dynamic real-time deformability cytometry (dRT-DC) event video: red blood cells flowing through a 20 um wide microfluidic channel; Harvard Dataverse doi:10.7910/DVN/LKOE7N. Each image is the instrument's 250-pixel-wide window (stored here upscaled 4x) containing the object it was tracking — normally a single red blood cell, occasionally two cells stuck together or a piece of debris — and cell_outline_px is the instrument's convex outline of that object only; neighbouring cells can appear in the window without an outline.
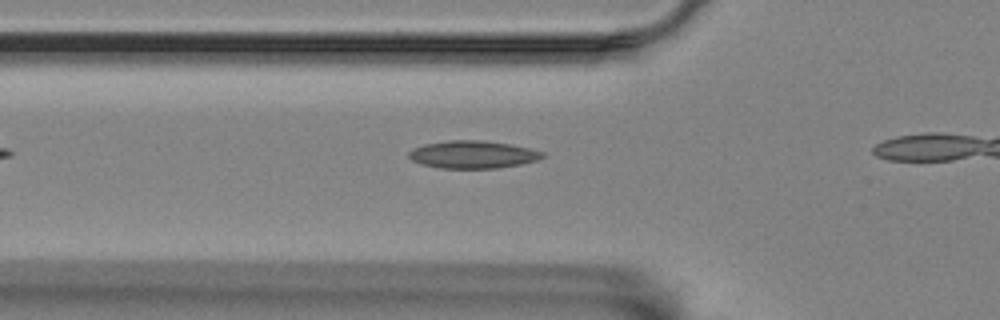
{"species": "Egyptian fruit bat (a non-hibernating species)", "species_latin": "Rousettus aegyptiacus", "temperature_condition": "room temperature", "stored_images_in_passage": 4, "camera_frame_rate_fps": 3000, "um_per_image_px": 0.085, "animal": {"sex": "female"}, "frame": {"image": 1, "passage_image": 2, "time_ms": 0.333, "image_size_px": [1000, 320], "cell_outline_px": [[544, 156], [536, 160], [520, 164], [496, 168], [440, 168], [420, 164], [412, 160], [408, 156], [408, 152], [412, 148], [424, 144], [448, 140], [484, 140], [508, 144], [528, 148], [544, 152]], "centroid_in_image_um": [40.13, 13.13], "position_along_channel_um": 85.7, "area_um2": 21.44}}